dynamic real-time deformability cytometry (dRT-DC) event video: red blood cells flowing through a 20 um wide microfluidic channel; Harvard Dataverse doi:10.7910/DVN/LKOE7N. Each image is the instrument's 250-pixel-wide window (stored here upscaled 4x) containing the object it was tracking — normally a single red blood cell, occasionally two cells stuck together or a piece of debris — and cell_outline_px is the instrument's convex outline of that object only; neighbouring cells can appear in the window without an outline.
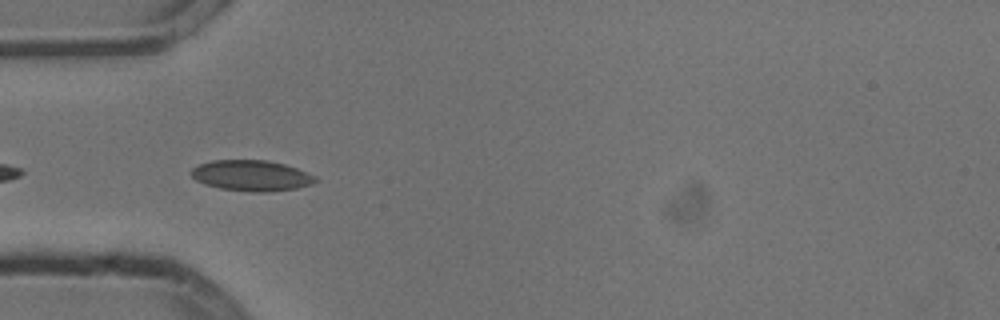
{"species": "common noctule bat (a hibernating species)", "species_latin": "Nyctalus noctula", "temperature_condition": "cold", "stored_images_in_passage": 6, "camera_frame_rate_fps": 3000, "um_per_image_px": 0.085, "animal": {"sex": "male", "body_mass_g": 13.3}, "frame": {"image": 1, "passage_image": 2, "time_ms": 0.333, "image_size_px": [1000, 320], "cell_outline_px": [[320, 180], [312, 184], [296, 188], [268, 192], [252, 192], [220, 188], [204, 184], [196, 180], [192, 176], [192, 168], [200, 164], [212, 160], [268, 160], [284, 164], [296, 168], [316, 176]], "centroid_in_image_um": [21.4, 14.92], "position_along_channel_um": 63.6, "area_um2": 22.25}}